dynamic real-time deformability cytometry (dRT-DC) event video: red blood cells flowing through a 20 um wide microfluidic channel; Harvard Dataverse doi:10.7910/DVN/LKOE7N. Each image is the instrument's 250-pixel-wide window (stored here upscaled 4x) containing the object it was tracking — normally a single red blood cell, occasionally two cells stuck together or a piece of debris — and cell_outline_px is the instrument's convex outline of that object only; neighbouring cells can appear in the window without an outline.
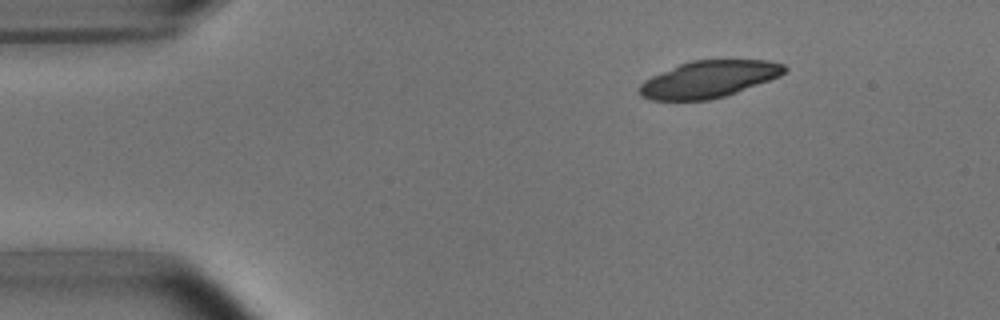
{"species": "common noctule bat (a hibernating species)", "species_latin": "Nyctalus noctula", "temperature_condition": "room temperature", "stored_images_in_passage": 4, "camera_frame_rate_fps": 3000, "um_per_image_px": 0.085, "animal": {"sex": "male", "body_mass_g": 15.6}, "frame": {"image": 1, "passage_image": 2, "time_ms": 2.0, "image_size_px": [1000, 320], "cell_outline_px": [[788, 68], [780, 76], [736, 92], [724, 96], [708, 100], [648, 100], [640, 96], [640, 84], [644, 80], [652, 76], [680, 64], [692, 60], [768, 60], [784, 64]], "centroid_in_image_um": [60.24, 6.73], "position_along_channel_um": 24.8, "area_um2": 30.92}}